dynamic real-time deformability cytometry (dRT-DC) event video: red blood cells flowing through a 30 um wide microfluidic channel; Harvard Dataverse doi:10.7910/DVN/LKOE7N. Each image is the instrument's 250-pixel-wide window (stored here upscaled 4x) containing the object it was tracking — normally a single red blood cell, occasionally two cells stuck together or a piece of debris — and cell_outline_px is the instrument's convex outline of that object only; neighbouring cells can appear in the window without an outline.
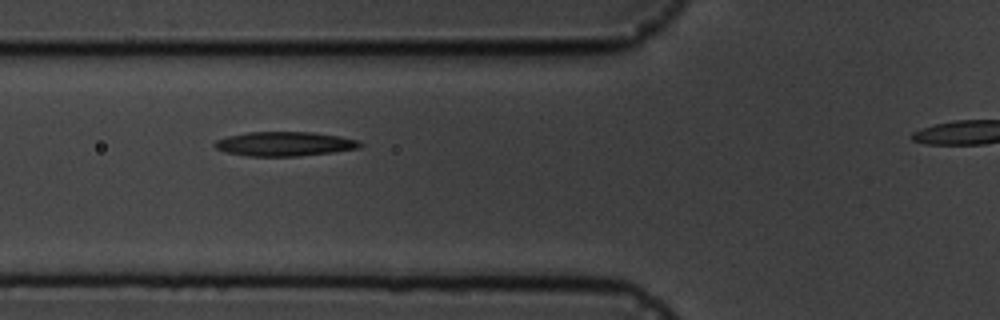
{"species": "common noctule bat (a hibernating species)", "species_latin": "Nyctalus noctula", "temperature_condition": "cold", "stored_images_in_passage": 8, "segment_of_instrument_passage": [1, 2], "camera_frame_rate_fps": 3000, "um_per_image_px": 0.085, "animal": {"sex": "male", "body_mass_g": 19.5, "forearm_length_mm": 54.6}, "frame": {"image": 1, "passage_image": 4, "time_ms": 3.333, "image_size_px": [1000, 320], "cell_outline_px": [[364, 144], [360, 148], [332, 152], [300, 156], [248, 156], [224, 152], [216, 148], [212, 144], [216, 140], [228, 136], [248, 132], [312, 132], [340, 136], [356, 140]], "centroid_in_image_um": [24.17, 12.23], "position_along_channel_um": 101.6, "area_um2": 20.63}}
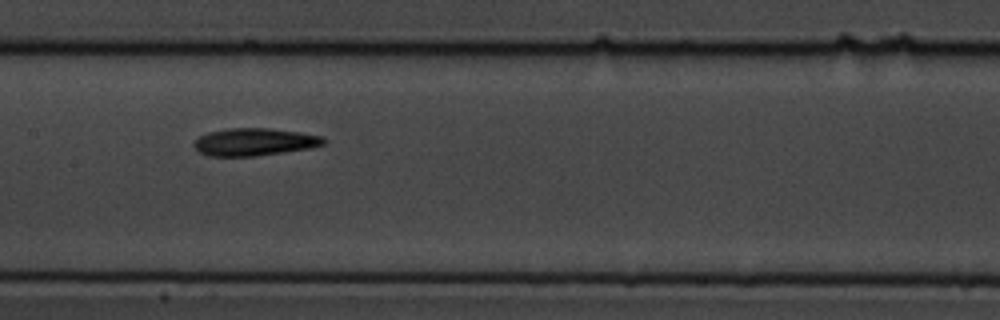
{"frame": {"image": 2, "passage_image": 6, "time_ms": 5.667, "image_size_px": [1000, 320], "cell_outline_px": [[324, 144], [312, 148], [256, 156], [208, 156], [200, 152], [192, 144], [200, 136], [208, 132], [228, 128], [268, 128], [300, 132], [324, 136]], "centroid_in_image_um": [21.64, 12.06], "position_along_channel_um": 185.8, "area_um2": 20.81}}
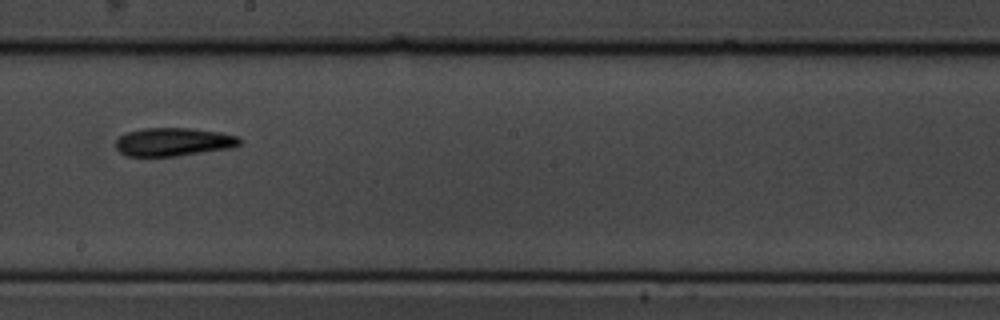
{"frame": {"image": 3, "passage_image": 7, "time_ms": 7.0, "image_size_px": [1000, 320], "cell_outline_px": [[244, 140], [240, 144], [232, 148], [176, 156], [128, 156], [120, 152], [116, 148], [116, 140], [120, 136], [128, 132], [144, 128], [192, 128], [220, 132], [240, 136]], "centroid_in_image_um": [14.8, 12.06], "position_along_channel_um": 233.4, "area_um2": 20.58}}